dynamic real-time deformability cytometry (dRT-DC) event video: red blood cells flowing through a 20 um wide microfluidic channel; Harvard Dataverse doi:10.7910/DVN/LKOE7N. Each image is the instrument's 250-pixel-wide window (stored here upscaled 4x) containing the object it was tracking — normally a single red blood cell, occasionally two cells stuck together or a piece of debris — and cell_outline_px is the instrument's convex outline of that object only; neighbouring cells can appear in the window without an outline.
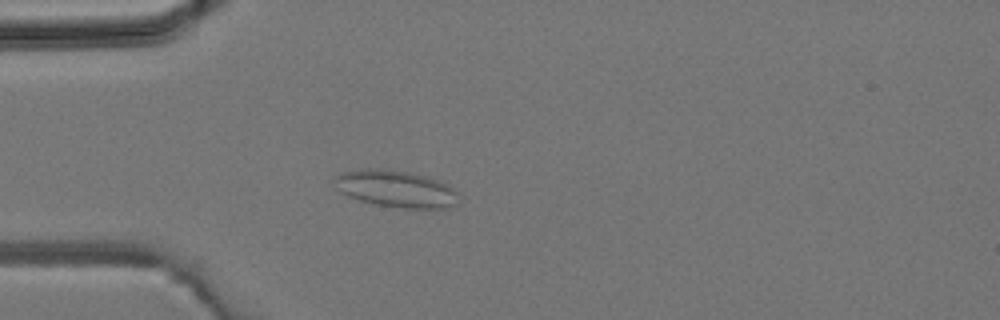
{"species": "common noctule bat (a hibernating species)", "species_latin": "Nyctalus noctula", "temperature_condition": "room temperature", "stored_images_in_passage": 21, "camera_frame_rate_fps": 3000, "um_per_image_px": 0.085, "animal": {"sex": "male", "body_mass_g": 19.2, "forearm_length_mm": 51.8}, "frame": {"image": 1, "passage_image": 4, "time_ms": 1.0, "image_size_px": [1000, 320], "cell_outline_px": [[456, 204], [448, 208], [404, 208], [376, 204], [360, 200], [348, 196], [340, 192], [332, 180], [340, 172], [364, 168], [368, 168], [408, 172], [424, 176], [448, 184], [456, 192]], "centroid_in_image_um": [33.6, 16.05], "position_along_channel_um": 51.4, "area_um2": 26.36}}
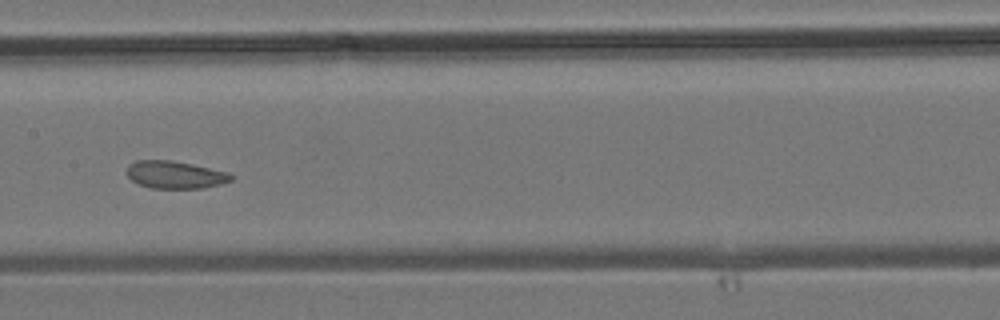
{"frame": {"image": 2, "passage_image": 14, "time_ms": 4.333, "image_size_px": [1000, 320], "cell_outline_px": [[236, 176], [232, 180], [220, 184], [204, 188], [152, 188], [140, 184], [132, 180], [128, 176], [128, 164], [136, 160], [172, 160], [192, 164], [228, 172]], "centroid_in_image_um": [14.92, 14.85], "position_along_channel_um": 192.5, "area_um2": 16.7}}
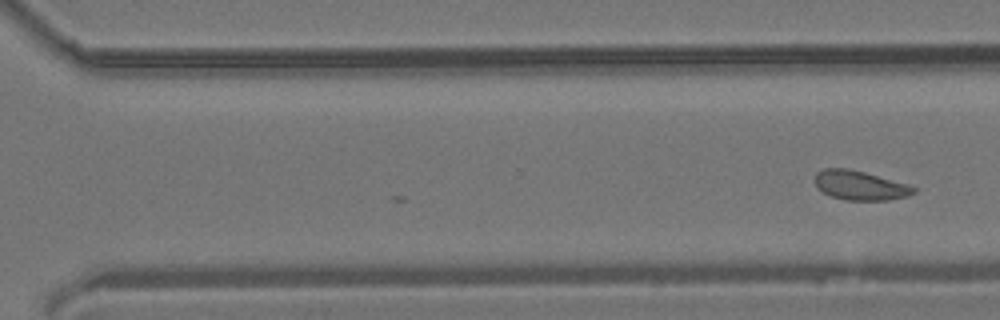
{"frame": {"image": 3, "passage_image": 21, "time_ms": 6.667, "image_size_px": [1000, 320], "cell_outline_px": [[916, 192], [908, 196], [888, 200], [844, 200], [832, 196], [816, 188], [812, 180], [816, 172], [824, 168], [848, 168], [864, 172], [908, 184], [916, 188]], "centroid_in_image_um": [73.06, 15.75], "position_along_channel_um": 297.5, "area_um2": 17.05}}